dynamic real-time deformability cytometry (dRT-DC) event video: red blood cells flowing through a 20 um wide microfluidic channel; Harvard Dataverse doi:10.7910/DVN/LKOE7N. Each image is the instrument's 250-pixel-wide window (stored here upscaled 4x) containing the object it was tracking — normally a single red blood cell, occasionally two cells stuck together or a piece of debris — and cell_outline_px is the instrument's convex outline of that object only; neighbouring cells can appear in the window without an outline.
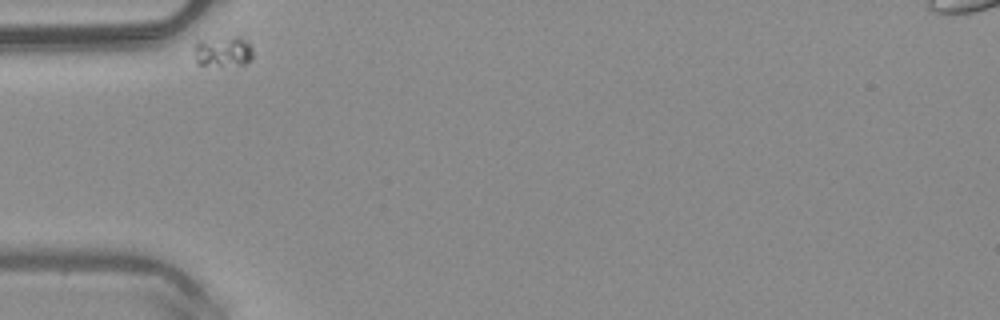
{"species": "common noctule bat (a hibernating species)", "species_latin": "Nyctalus noctula", "temperature_condition": "warm", "stored_images_in_passage": 32, "camera_frame_rate_fps": 3000, "um_per_image_px": 0.085, "animal": {"sex": "male", "body_mass_g": 20.4}, "frame": {"image": 1, "passage_image": 1, "time_ms": 0.0, "image_size_px": [1000, 320], "cell_outline_px": [[252, 56], [244, 64], [196, 64], [196, 40], [232, 36], [240, 36], [248, 40], [252, 48]], "centroid_in_image_um": [18.99, 4.31], "position_along_channel_um": 66.0, "area_um2": 10.23}}
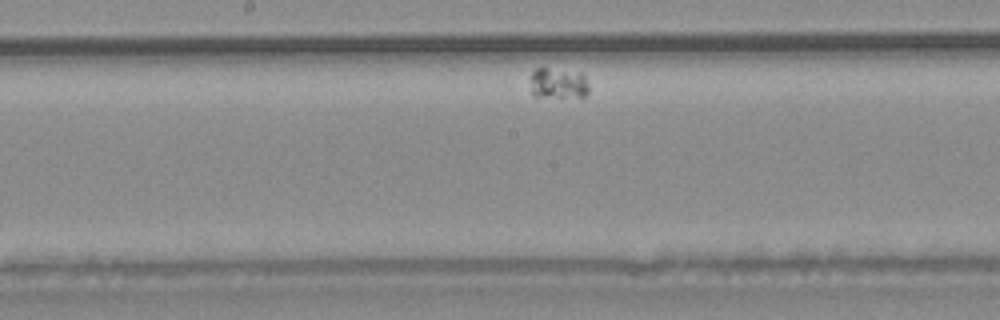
{"frame": {"image": 2, "passage_image": 15, "time_ms": 4.667, "image_size_px": [1000, 320], "cell_outline_px": [[588, 92], [584, 96], [532, 96], [532, 72], [536, 68], [544, 68], [580, 72], [584, 76], [588, 84]], "centroid_in_image_um": [47.46, 7.06], "position_along_channel_um": 200.7, "area_um2": 10.17}}
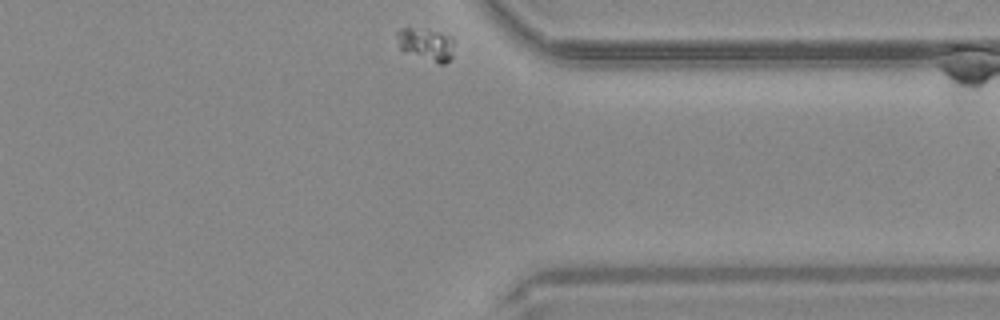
{"frame": {"image": 3, "passage_image": 32, "time_ms": 10.333, "image_size_px": [1000, 320], "cell_outline_px": [[452, 56], [444, 64], [440, 64], [404, 52], [400, 48], [396, 32], [400, 28], [408, 28], [436, 32], [452, 36]], "centroid_in_image_um": [36.2, 3.78], "position_along_channel_um": 375.2, "area_um2": 10.52}}